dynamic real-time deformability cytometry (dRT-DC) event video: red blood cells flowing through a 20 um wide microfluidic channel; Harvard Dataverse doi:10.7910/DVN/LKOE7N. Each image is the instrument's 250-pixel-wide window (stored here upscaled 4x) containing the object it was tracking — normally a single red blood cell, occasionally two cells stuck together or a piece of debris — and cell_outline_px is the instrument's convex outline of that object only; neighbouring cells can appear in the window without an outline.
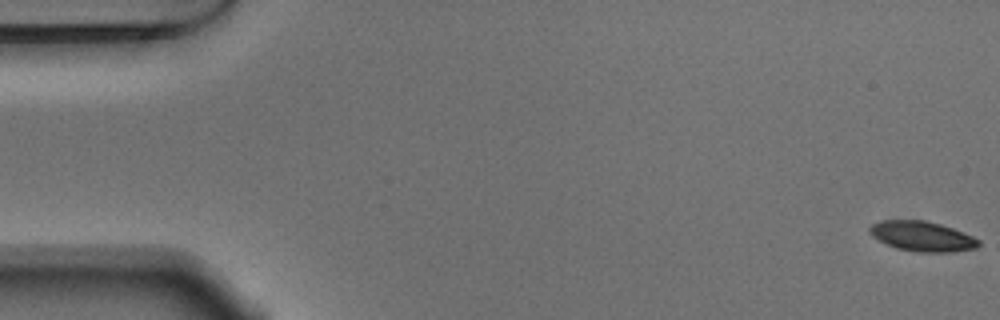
{"species": "Egyptian fruit bat (a non-hibernating species)", "species_latin": "Rousettus aegyptiacus", "temperature_condition": "warm", "stored_images_in_passage": 7, "camera_frame_rate_fps": 3000, "um_per_image_px": 0.085, "animal": {"sex": "male"}, "frame": {"image": 1, "passage_image": 1, "time_ms": 0.0, "image_size_px": [1000, 320], "cell_outline_px": [[980, 244], [976, 248], [952, 252], [916, 252], [896, 248], [872, 236], [868, 232], [868, 228], [872, 224], [880, 220], [924, 220], [940, 224], [952, 228], [972, 236], [980, 240]], "centroid_in_image_um": [78.37, 20.08], "position_along_channel_um": 6.6, "area_um2": 19.02}}